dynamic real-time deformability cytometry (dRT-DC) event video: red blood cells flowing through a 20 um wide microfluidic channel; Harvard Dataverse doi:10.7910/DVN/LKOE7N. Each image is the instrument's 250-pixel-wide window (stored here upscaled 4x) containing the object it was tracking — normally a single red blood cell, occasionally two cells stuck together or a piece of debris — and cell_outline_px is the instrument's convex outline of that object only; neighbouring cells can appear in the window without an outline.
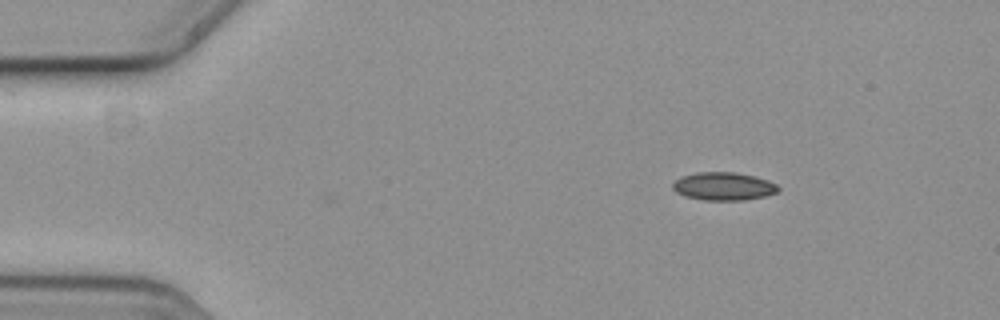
{"species": "common noctule bat (a hibernating species)", "species_latin": "Nyctalus noctula", "temperature_condition": "cold", "stored_images_in_passage": 6, "camera_frame_rate_fps": 3000, "um_per_image_px": 0.085, "animal": {"sex": "female", "body_mass_g": 19.3, "forearm_length_mm": 54.1}, "frame": {"image": 1, "passage_image": 2, "time_ms": 0.333, "image_size_px": [1000, 320], "cell_outline_px": [[780, 188], [776, 192], [764, 196], [744, 200], [704, 200], [688, 196], [676, 192], [672, 188], [672, 184], [680, 176], [696, 172], [736, 172], [768, 180], [776, 184]], "centroid_in_image_um": [61.48, 15.82], "position_along_channel_um": 23.5, "area_um2": 17.11}}
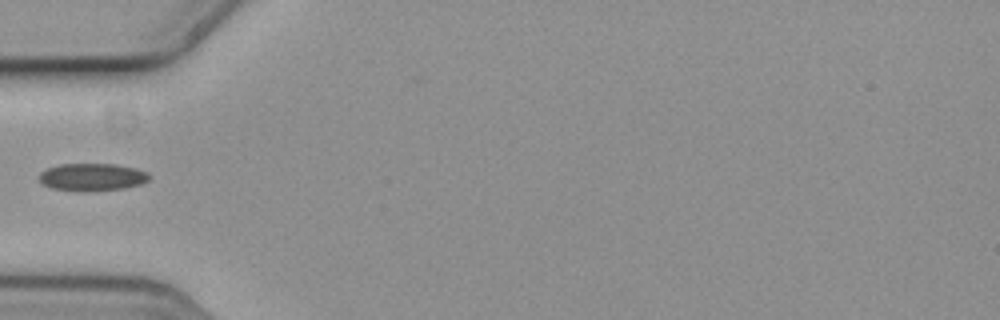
{"frame": {"image": 2, "passage_image": 5, "time_ms": 1.333, "image_size_px": [1000, 320], "cell_outline_px": [[148, 180], [140, 184], [124, 188], [84, 192], [80, 192], [52, 188], [44, 184], [40, 180], [40, 172], [48, 168], [60, 164], [116, 164], [136, 168], [148, 172]], "centroid_in_image_um": [7.84, 15.05], "position_along_channel_um": 77.2, "area_um2": 17.63}}
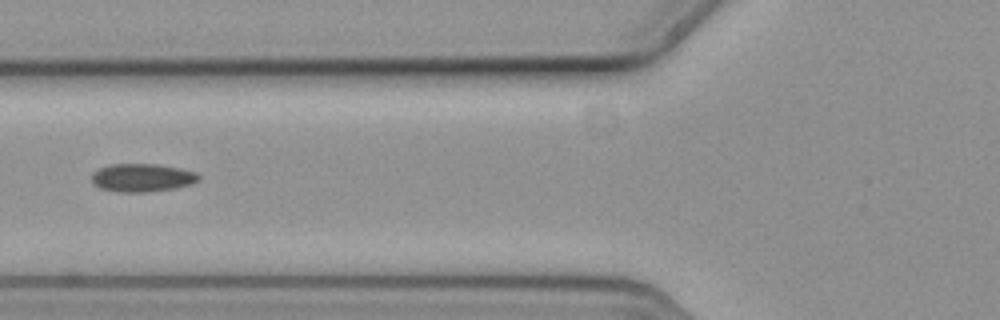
{"frame": {"image": 3, "passage_image": 6, "time_ms": 1.667, "image_size_px": [1000, 320], "cell_outline_px": [[200, 180], [192, 184], [176, 188], [148, 192], [120, 192], [100, 188], [92, 184], [92, 172], [108, 164], [160, 164], [180, 168], [196, 172], [200, 176]], "centroid_in_image_um": [12.1, 15.1], "position_along_channel_um": 113.7, "area_um2": 17.8}}